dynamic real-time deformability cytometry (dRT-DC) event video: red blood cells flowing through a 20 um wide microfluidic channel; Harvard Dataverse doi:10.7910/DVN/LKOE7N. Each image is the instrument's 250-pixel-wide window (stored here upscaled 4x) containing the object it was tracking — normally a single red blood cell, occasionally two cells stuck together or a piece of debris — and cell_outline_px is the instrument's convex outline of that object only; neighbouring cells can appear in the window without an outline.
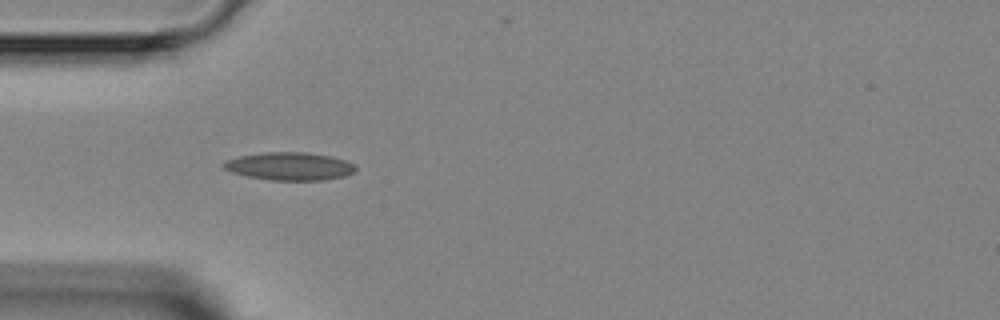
{"species": "Egyptian fruit bat (a non-hibernating species)", "species_latin": "Rousettus aegyptiacus", "temperature_condition": "room temperature", "stored_images_in_passage": 4, "camera_frame_rate_fps": 3000, "um_per_image_px": 0.085, "animal": {"sex": "female"}, "frame": {"image": 1, "passage_image": 3, "time_ms": 3.333, "image_size_px": [1000, 320], "cell_outline_px": [[356, 168], [352, 172], [344, 176], [320, 180], [272, 180], [248, 176], [232, 172], [224, 168], [220, 164], [228, 160], [240, 156], [264, 152], [308, 152], [332, 156], [356, 164]], "centroid_in_image_um": [24.62, 14.12], "position_along_channel_um": 60.4, "area_um2": 21.33}}
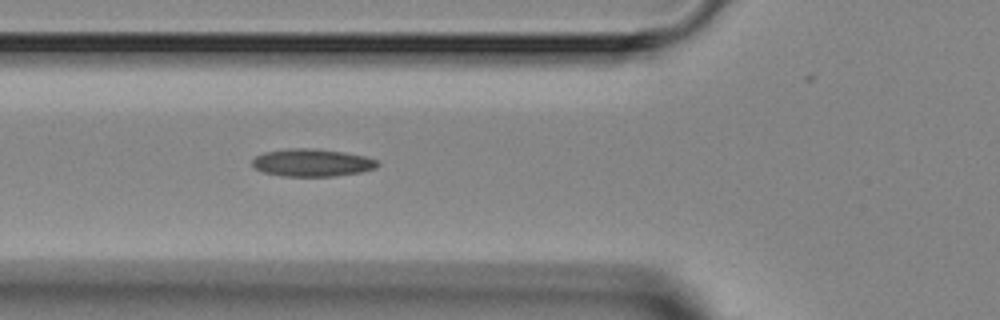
{"frame": {"image": 2, "passage_image": 4, "time_ms": 4.333, "image_size_px": [1000, 320], "cell_outline_px": [[380, 164], [376, 168], [360, 172], [336, 176], [284, 176], [264, 172], [256, 168], [252, 164], [252, 160], [256, 156], [264, 152], [292, 148], [312, 148], [344, 152], [364, 156], [376, 160]], "centroid_in_image_um": [26.54, 13.82], "position_along_channel_um": 99.3, "area_um2": 20.0}}